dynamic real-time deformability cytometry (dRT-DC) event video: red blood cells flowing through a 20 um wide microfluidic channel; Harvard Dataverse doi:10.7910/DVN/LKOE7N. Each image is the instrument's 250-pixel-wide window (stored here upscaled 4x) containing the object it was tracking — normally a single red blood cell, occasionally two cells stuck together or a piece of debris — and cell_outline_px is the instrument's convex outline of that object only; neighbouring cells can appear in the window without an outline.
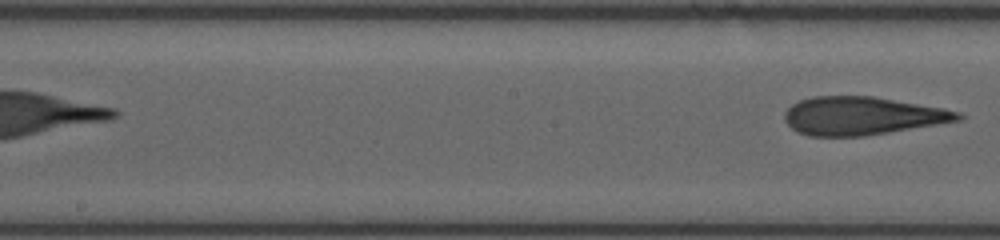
{"species": "human", "species_latin": "Homo sapiens", "temperature_condition": "room temperature", "stored_images_in_passage": 10, "segment_of_instrument_passage": [2, 2], "camera_frame_rate_fps": 3000, "um_per_image_px": 0.085, "donor": {"sex": "female"}, "frame": {"image": 1, "passage_image": 10, "time_ms": 5.333, "image_size_px": [1000, 240], "cell_outline_px": [[964, 116], [960, 120], [864, 136], [808, 136], [796, 132], [784, 120], [784, 112], [792, 104], [800, 100], [812, 96], [872, 96], [944, 108], [960, 112]], "centroid_in_image_um": [73.24, 9.84], "position_along_channel_um": 175.0, "area_um2": 38.44}}